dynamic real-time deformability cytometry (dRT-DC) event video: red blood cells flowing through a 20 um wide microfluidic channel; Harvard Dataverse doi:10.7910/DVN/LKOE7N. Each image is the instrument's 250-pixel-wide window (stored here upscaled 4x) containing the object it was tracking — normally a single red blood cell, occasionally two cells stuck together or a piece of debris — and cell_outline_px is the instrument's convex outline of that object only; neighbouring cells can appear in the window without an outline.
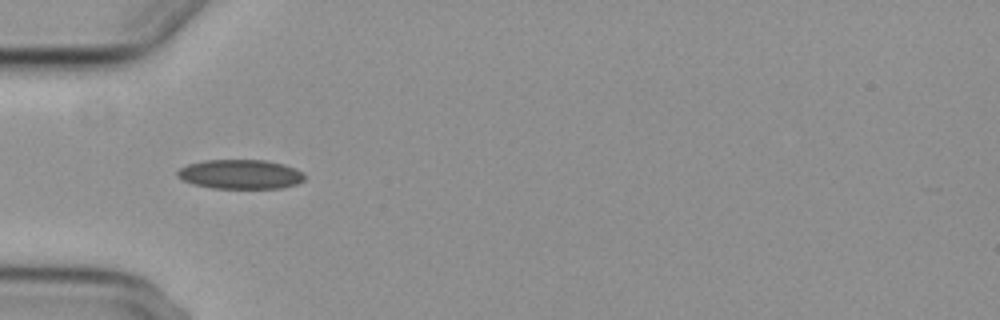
{"species": "common noctule bat (a hibernating species)", "species_latin": "Nyctalus noctula", "temperature_condition": "cold", "stored_images_in_passage": 5, "camera_frame_rate_fps": 3000, "um_per_image_px": 0.085, "animal": {"sex": "female", "body_mass_g": 29.2, "forearm_length_mm": 56.3}, "frame": {"image": 1, "passage_image": 4, "time_ms": 3.333, "image_size_px": [1000, 320], "cell_outline_px": [[304, 180], [296, 184], [280, 188], [212, 188], [192, 184], [176, 176], [176, 172], [180, 168], [188, 164], [204, 160], [264, 160], [284, 164], [296, 168], [304, 172]], "centroid_in_image_um": [20.43, 14.81], "position_along_channel_um": 64.6, "area_um2": 21.85}}
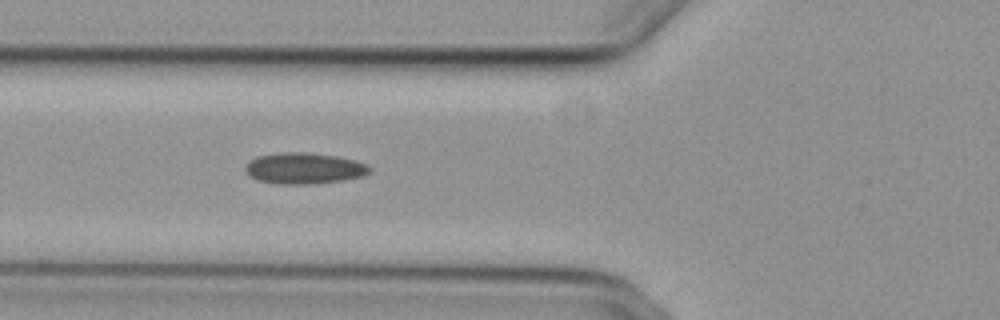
{"frame": {"image": 2, "passage_image": 5, "time_ms": 4.333, "image_size_px": [1000, 320], "cell_outline_px": [[372, 172], [360, 176], [340, 180], [308, 184], [276, 184], [260, 180], [244, 172], [244, 164], [248, 160], [256, 156], [280, 152], [308, 152], [336, 156], [368, 164], [372, 168]], "centroid_in_image_um": [25.8, 14.29], "position_along_channel_um": 100.0, "area_um2": 22.6}}